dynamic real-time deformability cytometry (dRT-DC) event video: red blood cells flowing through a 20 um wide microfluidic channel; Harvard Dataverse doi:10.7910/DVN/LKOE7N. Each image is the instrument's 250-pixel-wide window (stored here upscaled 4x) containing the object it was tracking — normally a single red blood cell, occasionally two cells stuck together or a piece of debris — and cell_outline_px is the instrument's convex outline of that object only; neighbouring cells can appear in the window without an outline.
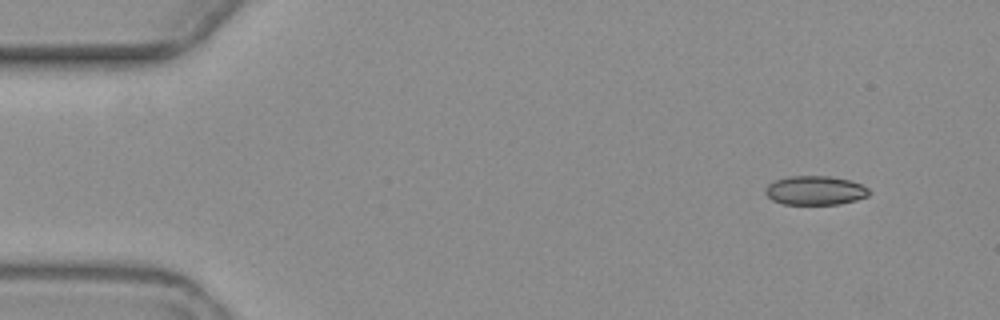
{"species": "common noctule bat (a hibernating species)", "species_latin": "Nyctalus noctula", "temperature_condition": "warm", "stored_images_in_passage": 5, "camera_frame_rate_fps": 3000, "um_per_image_px": 0.085, "animal": {"sex": "female", "body_mass_g": 19.3, "forearm_length_mm": 54.1}, "frame": {"image": 1, "passage_image": 1, "time_ms": 0.0, "image_size_px": [1000, 320], "cell_outline_px": [[868, 196], [856, 200], [840, 204], [784, 204], [772, 200], [764, 192], [764, 188], [768, 184], [776, 180], [788, 176], [828, 176], [848, 180], [860, 184], [868, 188]], "centroid_in_image_um": [69.25, 16.19], "position_along_channel_um": 15.7, "area_um2": 17.46}}
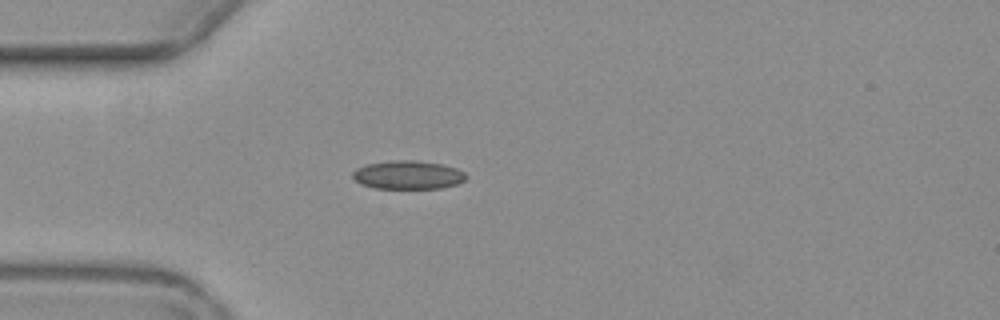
{"frame": {"image": 2, "passage_image": 4, "time_ms": 3.667, "image_size_px": [1000, 320], "cell_outline_px": [[468, 176], [464, 180], [456, 184], [440, 188], [376, 188], [360, 184], [352, 176], [352, 172], [356, 168], [368, 164], [396, 160], [416, 160], [440, 164], [456, 168], [464, 172]], "centroid_in_image_um": [34.67, 14.87], "position_along_channel_um": 50.3, "area_um2": 18.67}}